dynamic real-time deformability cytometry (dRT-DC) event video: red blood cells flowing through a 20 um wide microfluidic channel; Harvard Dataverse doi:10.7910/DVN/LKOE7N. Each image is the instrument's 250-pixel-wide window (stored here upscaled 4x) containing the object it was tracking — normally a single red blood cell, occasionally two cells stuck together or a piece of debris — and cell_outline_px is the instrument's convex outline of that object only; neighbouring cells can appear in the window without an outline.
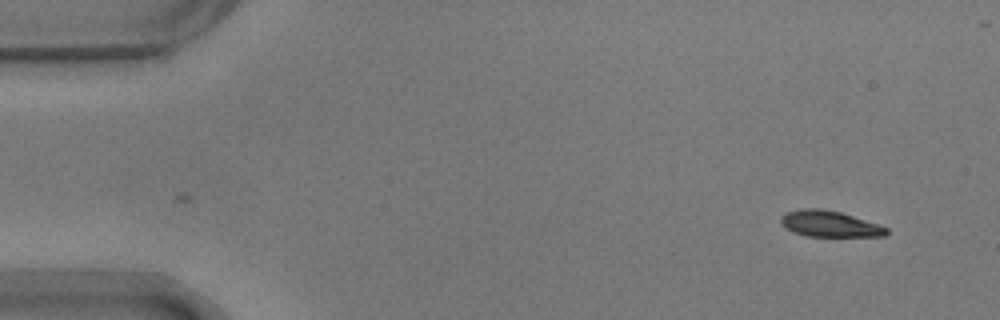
{"species": "common noctule bat (a hibernating species)", "species_latin": "Nyctalus noctula", "temperature_condition": "warm", "stored_images_in_passage": 52, "camera_frame_rate_fps": 3000, "um_per_image_px": 0.085, "animal": {"sex": "male", "body_mass_g": 17.9}, "frame": {"image": 1, "passage_image": 1, "time_ms": 0.0, "image_size_px": [1000, 320], "cell_outline_px": [[888, 232], [884, 236], [804, 236], [780, 224], [780, 216], [788, 212], [804, 208], [816, 208], [840, 212], [880, 224], [888, 228]], "centroid_in_image_um": [70.53, 19.03], "position_along_channel_um": 14.5, "area_um2": 15.9}}
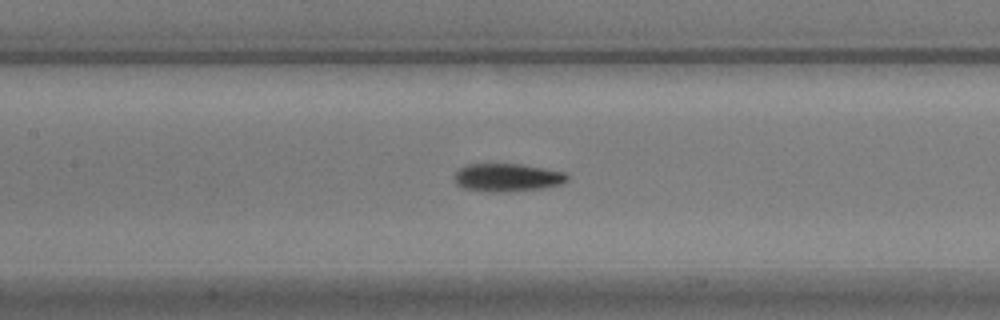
{"frame": {"image": 2, "passage_image": 22, "time_ms": 7.0, "image_size_px": [1000, 320], "cell_outline_px": [[568, 180], [560, 184], [544, 188], [500, 192], [488, 192], [460, 188], [456, 184], [456, 172], [460, 168], [468, 164], [520, 164], [564, 172], [568, 176]], "centroid_in_image_um": [43.1, 15.1], "position_along_channel_um": 164.3, "area_um2": 18.32}}
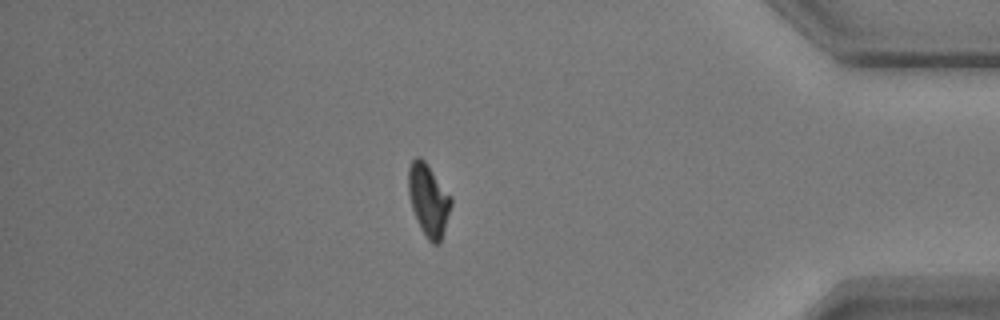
{"frame": {"image": 3, "passage_image": 44, "time_ms": 14.333, "image_size_px": [1000, 320], "cell_outline_px": [[452, 204], [440, 244], [432, 244], [428, 240], [420, 228], [412, 208], [408, 192], [408, 168], [412, 160], [416, 156], [420, 156], [428, 164], [452, 196]], "centroid_in_image_um": [36.43, 16.98], "position_along_channel_um": 398.8, "area_um2": 18.15}}